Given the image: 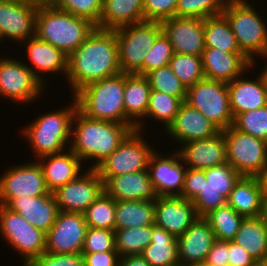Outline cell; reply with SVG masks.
I'll use <instances>...</instances> for the list:
<instances>
[{
	"instance_id": "obj_1",
	"label": "cell",
	"mask_w": 267,
	"mask_h": 266,
	"mask_svg": "<svg viewBox=\"0 0 267 266\" xmlns=\"http://www.w3.org/2000/svg\"><path fill=\"white\" fill-rule=\"evenodd\" d=\"M120 73L115 30L95 28L68 57L65 80L74 96L84 86Z\"/></svg>"
},
{
	"instance_id": "obj_2",
	"label": "cell",
	"mask_w": 267,
	"mask_h": 266,
	"mask_svg": "<svg viewBox=\"0 0 267 266\" xmlns=\"http://www.w3.org/2000/svg\"><path fill=\"white\" fill-rule=\"evenodd\" d=\"M133 130L130 124L93 119L77 109L72 119L69 149L82 163L92 164L87 169H95Z\"/></svg>"
},
{
	"instance_id": "obj_3",
	"label": "cell",
	"mask_w": 267,
	"mask_h": 266,
	"mask_svg": "<svg viewBox=\"0 0 267 266\" xmlns=\"http://www.w3.org/2000/svg\"><path fill=\"white\" fill-rule=\"evenodd\" d=\"M73 98V99H72ZM67 107L45 112L24 125L22 135L37 160L46 155L58 154L69 149L72 119L78 109L77 100L71 96Z\"/></svg>"
},
{
	"instance_id": "obj_4",
	"label": "cell",
	"mask_w": 267,
	"mask_h": 266,
	"mask_svg": "<svg viewBox=\"0 0 267 266\" xmlns=\"http://www.w3.org/2000/svg\"><path fill=\"white\" fill-rule=\"evenodd\" d=\"M95 28L96 25L90 20L61 11L50 3L38 6L35 36L60 49L68 57Z\"/></svg>"
},
{
	"instance_id": "obj_5",
	"label": "cell",
	"mask_w": 267,
	"mask_h": 266,
	"mask_svg": "<svg viewBox=\"0 0 267 266\" xmlns=\"http://www.w3.org/2000/svg\"><path fill=\"white\" fill-rule=\"evenodd\" d=\"M74 97L78 109L87 117L125 124L124 73L92 82Z\"/></svg>"
},
{
	"instance_id": "obj_6",
	"label": "cell",
	"mask_w": 267,
	"mask_h": 266,
	"mask_svg": "<svg viewBox=\"0 0 267 266\" xmlns=\"http://www.w3.org/2000/svg\"><path fill=\"white\" fill-rule=\"evenodd\" d=\"M253 5L228 0L222 14L229 21L240 51L252 62L267 59V21ZM263 18V19H262Z\"/></svg>"
},
{
	"instance_id": "obj_7",
	"label": "cell",
	"mask_w": 267,
	"mask_h": 266,
	"mask_svg": "<svg viewBox=\"0 0 267 266\" xmlns=\"http://www.w3.org/2000/svg\"><path fill=\"white\" fill-rule=\"evenodd\" d=\"M0 235L29 266L46 251V233L31 225L19 213L0 204Z\"/></svg>"
},
{
	"instance_id": "obj_8",
	"label": "cell",
	"mask_w": 267,
	"mask_h": 266,
	"mask_svg": "<svg viewBox=\"0 0 267 266\" xmlns=\"http://www.w3.org/2000/svg\"><path fill=\"white\" fill-rule=\"evenodd\" d=\"M161 32L160 21H143L115 30L121 73L134 74L142 67L147 52Z\"/></svg>"
},
{
	"instance_id": "obj_9",
	"label": "cell",
	"mask_w": 267,
	"mask_h": 266,
	"mask_svg": "<svg viewBox=\"0 0 267 266\" xmlns=\"http://www.w3.org/2000/svg\"><path fill=\"white\" fill-rule=\"evenodd\" d=\"M185 102L199 110L221 131L233 124L229 90L225 82L203 79L187 88Z\"/></svg>"
},
{
	"instance_id": "obj_10",
	"label": "cell",
	"mask_w": 267,
	"mask_h": 266,
	"mask_svg": "<svg viewBox=\"0 0 267 266\" xmlns=\"http://www.w3.org/2000/svg\"><path fill=\"white\" fill-rule=\"evenodd\" d=\"M0 56V97L19 105L41 98L46 87L31 69L21 59Z\"/></svg>"
},
{
	"instance_id": "obj_11",
	"label": "cell",
	"mask_w": 267,
	"mask_h": 266,
	"mask_svg": "<svg viewBox=\"0 0 267 266\" xmlns=\"http://www.w3.org/2000/svg\"><path fill=\"white\" fill-rule=\"evenodd\" d=\"M144 135L142 131L133 130L118 148L95 168L98 175L118 176L148 170L150 157L156 149L150 146Z\"/></svg>"
},
{
	"instance_id": "obj_12",
	"label": "cell",
	"mask_w": 267,
	"mask_h": 266,
	"mask_svg": "<svg viewBox=\"0 0 267 266\" xmlns=\"http://www.w3.org/2000/svg\"><path fill=\"white\" fill-rule=\"evenodd\" d=\"M227 163L241 176H257L267 163V142L230 126L223 130Z\"/></svg>"
},
{
	"instance_id": "obj_13",
	"label": "cell",
	"mask_w": 267,
	"mask_h": 266,
	"mask_svg": "<svg viewBox=\"0 0 267 266\" xmlns=\"http://www.w3.org/2000/svg\"><path fill=\"white\" fill-rule=\"evenodd\" d=\"M199 194L192 200L198 217L226 204V199L241 175L228 163L204 169Z\"/></svg>"
},
{
	"instance_id": "obj_14",
	"label": "cell",
	"mask_w": 267,
	"mask_h": 266,
	"mask_svg": "<svg viewBox=\"0 0 267 266\" xmlns=\"http://www.w3.org/2000/svg\"><path fill=\"white\" fill-rule=\"evenodd\" d=\"M104 192V181L95 169H87L75 180L53 192L61 212L81 213Z\"/></svg>"
},
{
	"instance_id": "obj_15",
	"label": "cell",
	"mask_w": 267,
	"mask_h": 266,
	"mask_svg": "<svg viewBox=\"0 0 267 266\" xmlns=\"http://www.w3.org/2000/svg\"><path fill=\"white\" fill-rule=\"evenodd\" d=\"M50 193L37 160L11 166L0 176V198L38 197Z\"/></svg>"
},
{
	"instance_id": "obj_16",
	"label": "cell",
	"mask_w": 267,
	"mask_h": 266,
	"mask_svg": "<svg viewBox=\"0 0 267 266\" xmlns=\"http://www.w3.org/2000/svg\"><path fill=\"white\" fill-rule=\"evenodd\" d=\"M87 229L84 214L59 211L54 224L46 233V252L82 253Z\"/></svg>"
},
{
	"instance_id": "obj_17",
	"label": "cell",
	"mask_w": 267,
	"mask_h": 266,
	"mask_svg": "<svg viewBox=\"0 0 267 266\" xmlns=\"http://www.w3.org/2000/svg\"><path fill=\"white\" fill-rule=\"evenodd\" d=\"M37 4L23 0H0V43L18 44L35 36Z\"/></svg>"
},
{
	"instance_id": "obj_18",
	"label": "cell",
	"mask_w": 267,
	"mask_h": 266,
	"mask_svg": "<svg viewBox=\"0 0 267 266\" xmlns=\"http://www.w3.org/2000/svg\"><path fill=\"white\" fill-rule=\"evenodd\" d=\"M158 151L151 155L147 168L154 190L157 196H180L187 168L176 150L165 156Z\"/></svg>"
},
{
	"instance_id": "obj_19",
	"label": "cell",
	"mask_w": 267,
	"mask_h": 266,
	"mask_svg": "<svg viewBox=\"0 0 267 266\" xmlns=\"http://www.w3.org/2000/svg\"><path fill=\"white\" fill-rule=\"evenodd\" d=\"M161 25L174 53L202 56L206 48L204 19L174 16L161 21Z\"/></svg>"
},
{
	"instance_id": "obj_20",
	"label": "cell",
	"mask_w": 267,
	"mask_h": 266,
	"mask_svg": "<svg viewBox=\"0 0 267 266\" xmlns=\"http://www.w3.org/2000/svg\"><path fill=\"white\" fill-rule=\"evenodd\" d=\"M198 218L191 200L180 196H157L154 208V225L179 237Z\"/></svg>"
},
{
	"instance_id": "obj_21",
	"label": "cell",
	"mask_w": 267,
	"mask_h": 266,
	"mask_svg": "<svg viewBox=\"0 0 267 266\" xmlns=\"http://www.w3.org/2000/svg\"><path fill=\"white\" fill-rule=\"evenodd\" d=\"M25 42L21 44L27 47L25 52L29 61L24 63L45 87L49 84L46 82L48 75H55V73L57 75L58 73L63 77L67 76L68 56L65 53L36 36L30 37ZM42 74L47 75L44 76Z\"/></svg>"
},
{
	"instance_id": "obj_22",
	"label": "cell",
	"mask_w": 267,
	"mask_h": 266,
	"mask_svg": "<svg viewBox=\"0 0 267 266\" xmlns=\"http://www.w3.org/2000/svg\"><path fill=\"white\" fill-rule=\"evenodd\" d=\"M183 145V146H182ZM176 151L186 168L204 170L227 163L226 141L223 131L206 139L181 144Z\"/></svg>"
},
{
	"instance_id": "obj_23",
	"label": "cell",
	"mask_w": 267,
	"mask_h": 266,
	"mask_svg": "<svg viewBox=\"0 0 267 266\" xmlns=\"http://www.w3.org/2000/svg\"><path fill=\"white\" fill-rule=\"evenodd\" d=\"M257 61L244 72L241 76L236 77L232 82L227 83L229 90L230 110L235 118L238 114L250 110L259 109L267 105L266 86L259 72L256 77H250L247 74L249 70H256ZM252 69V70H251ZM246 75V76H245Z\"/></svg>"
},
{
	"instance_id": "obj_24",
	"label": "cell",
	"mask_w": 267,
	"mask_h": 266,
	"mask_svg": "<svg viewBox=\"0 0 267 266\" xmlns=\"http://www.w3.org/2000/svg\"><path fill=\"white\" fill-rule=\"evenodd\" d=\"M221 130L209 121L199 110L183 102L169 127L163 131L167 138L180 145L192 140L206 139ZM169 134V135H168Z\"/></svg>"
},
{
	"instance_id": "obj_25",
	"label": "cell",
	"mask_w": 267,
	"mask_h": 266,
	"mask_svg": "<svg viewBox=\"0 0 267 266\" xmlns=\"http://www.w3.org/2000/svg\"><path fill=\"white\" fill-rule=\"evenodd\" d=\"M0 204L19 213L31 225L45 233L50 230L59 212L53 193L38 197L0 198Z\"/></svg>"
},
{
	"instance_id": "obj_26",
	"label": "cell",
	"mask_w": 267,
	"mask_h": 266,
	"mask_svg": "<svg viewBox=\"0 0 267 266\" xmlns=\"http://www.w3.org/2000/svg\"><path fill=\"white\" fill-rule=\"evenodd\" d=\"M205 79L232 82L246 72L253 63L242 52H223L206 47L202 54Z\"/></svg>"
},
{
	"instance_id": "obj_27",
	"label": "cell",
	"mask_w": 267,
	"mask_h": 266,
	"mask_svg": "<svg viewBox=\"0 0 267 266\" xmlns=\"http://www.w3.org/2000/svg\"><path fill=\"white\" fill-rule=\"evenodd\" d=\"M100 178L104 181V191L115 200H155L157 198L148 170L118 176H100Z\"/></svg>"
},
{
	"instance_id": "obj_28",
	"label": "cell",
	"mask_w": 267,
	"mask_h": 266,
	"mask_svg": "<svg viewBox=\"0 0 267 266\" xmlns=\"http://www.w3.org/2000/svg\"><path fill=\"white\" fill-rule=\"evenodd\" d=\"M215 241L208 222L203 217H198L184 234L177 237L179 264L205 262Z\"/></svg>"
},
{
	"instance_id": "obj_29",
	"label": "cell",
	"mask_w": 267,
	"mask_h": 266,
	"mask_svg": "<svg viewBox=\"0 0 267 266\" xmlns=\"http://www.w3.org/2000/svg\"><path fill=\"white\" fill-rule=\"evenodd\" d=\"M37 161L42 168L46 185L51 193L75 180L86 170L87 166L70 149L58 154L43 156Z\"/></svg>"
},
{
	"instance_id": "obj_30",
	"label": "cell",
	"mask_w": 267,
	"mask_h": 266,
	"mask_svg": "<svg viewBox=\"0 0 267 266\" xmlns=\"http://www.w3.org/2000/svg\"><path fill=\"white\" fill-rule=\"evenodd\" d=\"M151 92L148 78L138 74L124 73L125 124L136 126L143 121L147 113Z\"/></svg>"
},
{
	"instance_id": "obj_31",
	"label": "cell",
	"mask_w": 267,
	"mask_h": 266,
	"mask_svg": "<svg viewBox=\"0 0 267 266\" xmlns=\"http://www.w3.org/2000/svg\"><path fill=\"white\" fill-rule=\"evenodd\" d=\"M144 0H103L99 24L96 28L116 30L144 21Z\"/></svg>"
},
{
	"instance_id": "obj_32",
	"label": "cell",
	"mask_w": 267,
	"mask_h": 266,
	"mask_svg": "<svg viewBox=\"0 0 267 266\" xmlns=\"http://www.w3.org/2000/svg\"><path fill=\"white\" fill-rule=\"evenodd\" d=\"M262 190L257 176H241L226 203L244 218L261 214Z\"/></svg>"
},
{
	"instance_id": "obj_33",
	"label": "cell",
	"mask_w": 267,
	"mask_h": 266,
	"mask_svg": "<svg viewBox=\"0 0 267 266\" xmlns=\"http://www.w3.org/2000/svg\"><path fill=\"white\" fill-rule=\"evenodd\" d=\"M140 255L151 266L180 265L177 238L156 225H152L151 243Z\"/></svg>"
},
{
	"instance_id": "obj_34",
	"label": "cell",
	"mask_w": 267,
	"mask_h": 266,
	"mask_svg": "<svg viewBox=\"0 0 267 266\" xmlns=\"http://www.w3.org/2000/svg\"><path fill=\"white\" fill-rule=\"evenodd\" d=\"M155 200H116L115 229L154 225Z\"/></svg>"
},
{
	"instance_id": "obj_35",
	"label": "cell",
	"mask_w": 267,
	"mask_h": 266,
	"mask_svg": "<svg viewBox=\"0 0 267 266\" xmlns=\"http://www.w3.org/2000/svg\"><path fill=\"white\" fill-rule=\"evenodd\" d=\"M233 242L242 247L255 260L267 255V226L260 216L244 218Z\"/></svg>"
},
{
	"instance_id": "obj_36",
	"label": "cell",
	"mask_w": 267,
	"mask_h": 266,
	"mask_svg": "<svg viewBox=\"0 0 267 266\" xmlns=\"http://www.w3.org/2000/svg\"><path fill=\"white\" fill-rule=\"evenodd\" d=\"M182 103L183 101L179 98L165 94L164 92L151 90L146 116L143 121L136 126V130L144 132L146 129L145 121H147L148 118L156 122L159 121L158 123L161 122L160 124L163 125V130H166L174 120Z\"/></svg>"
},
{
	"instance_id": "obj_37",
	"label": "cell",
	"mask_w": 267,
	"mask_h": 266,
	"mask_svg": "<svg viewBox=\"0 0 267 266\" xmlns=\"http://www.w3.org/2000/svg\"><path fill=\"white\" fill-rule=\"evenodd\" d=\"M205 46L223 52H241L229 21L223 14L204 19Z\"/></svg>"
},
{
	"instance_id": "obj_38",
	"label": "cell",
	"mask_w": 267,
	"mask_h": 266,
	"mask_svg": "<svg viewBox=\"0 0 267 266\" xmlns=\"http://www.w3.org/2000/svg\"><path fill=\"white\" fill-rule=\"evenodd\" d=\"M211 227L216 240L233 241L244 217L227 203L203 217Z\"/></svg>"
},
{
	"instance_id": "obj_39",
	"label": "cell",
	"mask_w": 267,
	"mask_h": 266,
	"mask_svg": "<svg viewBox=\"0 0 267 266\" xmlns=\"http://www.w3.org/2000/svg\"><path fill=\"white\" fill-rule=\"evenodd\" d=\"M115 248L120 257L141 254L151 243L152 225L115 229Z\"/></svg>"
},
{
	"instance_id": "obj_40",
	"label": "cell",
	"mask_w": 267,
	"mask_h": 266,
	"mask_svg": "<svg viewBox=\"0 0 267 266\" xmlns=\"http://www.w3.org/2000/svg\"><path fill=\"white\" fill-rule=\"evenodd\" d=\"M116 200L105 191L84 212L88 227L115 230Z\"/></svg>"
},
{
	"instance_id": "obj_41",
	"label": "cell",
	"mask_w": 267,
	"mask_h": 266,
	"mask_svg": "<svg viewBox=\"0 0 267 266\" xmlns=\"http://www.w3.org/2000/svg\"><path fill=\"white\" fill-rule=\"evenodd\" d=\"M169 66L187 88L205 79L202 56L174 53Z\"/></svg>"
},
{
	"instance_id": "obj_42",
	"label": "cell",
	"mask_w": 267,
	"mask_h": 266,
	"mask_svg": "<svg viewBox=\"0 0 267 266\" xmlns=\"http://www.w3.org/2000/svg\"><path fill=\"white\" fill-rule=\"evenodd\" d=\"M151 90L181 99L185 102L187 87L176 77L170 66H163L146 75Z\"/></svg>"
},
{
	"instance_id": "obj_43",
	"label": "cell",
	"mask_w": 267,
	"mask_h": 266,
	"mask_svg": "<svg viewBox=\"0 0 267 266\" xmlns=\"http://www.w3.org/2000/svg\"><path fill=\"white\" fill-rule=\"evenodd\" d=\"M173 54L169 38L162 31L147 52L142 67L135 74L146 76L153 70L169 65Z\"/></svg>"
},
{
	"instance_id": "obj_44",
	"label": "cell",
	"mask_w": 267,
	"mask_h": 266,
	"mask_svg": "<svg viewBox=\"0 0 267 266\" xmlns=\"http://www.w3.org/2000/svg\"><path fill=\"white\" fill-rule=\"evenodd\" d=\"M232 126L240 132L267 142V105L238 114L234 118Z\"/></svg>"
},
{
	"instance_id": "obj_45",
	"label": "cell",
	"mask_w": 267,
	"mask_h": 266,
	"mask_svg": "<svg viewBox=\"0 0 267 266\" xmlns=\"http://www.w3.org/2000/svg\"><path fill=\"white\" fill-rule=\"evenodd\" d=\"M228 0H178L175 17H207L222 14Z\"/></svg>"
},
{
	"instance_id": "obj_46",
	"label": "cell",
	"mask_w": 267,
	"mask_h": 266,
	"mask_svg": "<svg viewBox=\"0 0 267 266\" xmlns=\"http://www.w3.org/2000/svg\"><path fill=\"white\" fill-rule=\"evenodd\" d=\"M49 3L61 11L88 19L96 26L99 24L103 0H50Z\"/></svg>"
},
{
	"instance_id": "obj_47",
	"label": "cell",
	"mask_w": 267,
	"mask_h": 266,
	"mask_svg": "<svg viewBox=\"0 0 267 266\" xmlns=\"http://www.w3.org/2000/svg\"><path fill=\"white\" fill-rule=\"evenodd\" d=\"M116 251L114 230L88 227L82 253Z\"/></svg>"
},
{
	"instance_id": "obj_48",
	"label": "cell",
	"mask_w": 267,
	"mask_h": 266,
	"mask_svg": "<svg viewBox=\"0 0 267 266\" xmlns=\"http://www.w3.org/2000/svg\"><path fill=\"white\" fill-rule=\"evenodd\" d=\"M178 0H144V21H163L175 16Z\"/></svg>"
},
{
	"instance_id": "obj_49",
	"label": "cell",
	"mask_w": 267,
	"mask_h": 266,
	"mask_svg": "<svg viewBox=\"0 0 267 266\" xmlns=\"http://www.w3.org/2000/svg\"><path fill=\"white\" fill-rule=\"evenodd\" d=\"M29 266H85L82 253L57 254L44 252Z\"/></svg>"
},
{
	"instance_id": "obj_50",
	"label": "cell",
	"mask_w": 267,
	"mask_h": 266,
	"mask_svg": "<svg viewBox=\"0 0 267 266\" xmlns=\"http://www.w3.org/2000/svg\"><path fill=\"white\" fill-rule=\"evenodd\" d=\"M202 178H206L204 170L187 168L180 197L192 201L201 191Z\"/></svg>"
},
{
	"instance_id": "obj_51",
	"label": "cell",
	"mask_w": 267,
	"mask_h": 266,
	"mask_svg": "<svg viewBox=\"0 0 267 266\" xmlns=\"http://www.w3.org/2000/svg\"><path fill=\"white\" fill-rule=\"evenodd\" d=\"M82 254L85 266H119L120 256L117 251Z\"/></svg>"
},
{
	"instance_id": "obj_52",
	"label": "cell",
	"mask_w": 267,
	"mask_h": 266,
	"mask_svg": "<svg viewBox=\"0 0 267 266\" xmlns=\"http://www.w3.org/2000/svg\"><path fill=\"white\" fill-rule=\"evenodd\" d=\"M228 242L216 240L205 262L211 266H229Z\"/></svg>"
},
{
	"instance_id": "obj_53",
	"label": "cell",
	"mask_w": 267,
	"mask_h": 266,
	"mask_svg": "<svg viewBox=\"0 0 267 266\" xmlns=\"http://www.w3.org/2000/svg\"><path fill=\"white\" fill-rule=\"evenodd\" d=\"M229 266H250L255 259L233 241H228Z\"/></svg>"
},
{
	"instance_id": "obj_54",
	"label": "cell",
	"mask_w": 267,
	"mask_h": 266,
	"mask_svg": "<svg viewBox=\"0 0 267 266\" xmlns=\"http://www.w3.org/2000/svg\"><path fill=\"white\" fill-rule=\"evenodd\" d=\"M119 266H151L140 254L120 257Z\"/></svg>"
},
{
	"instance_id": "obj_55",
	"label": "cell",
	"mask_w": 267,
	"mask_h": 266,
	"mask_svg": "<svg viewBox=\"0 0 267 266\" xmlns=\"http://www.w3.org/2000/svg\"><path fill=\"white\" fill-rule=\"evenodd\" d=\"M263 195H267V163L257 175Z\"/></svg>"
},
{
	"instance_id": "obj_56",
	"label": "cell",
	"mask_w": 267,
	"mask_h": 266,
	"mask_svg": "<svg viewBox=\"0 0 267 266\" xmlns=\"http://www.w3.org/2000/svg\"><path fill=\"white\" fill-rule=\"evenodd\" d=\"M260 218L267 226V195H263L262 197Z\"/></svg>"
},
{
	"instance_id": "obj_57",
	"label": "cell",
	"mask_w": 267,
	"mask_h": 266,
	"mask_svg": "<svg viewBox=\"0 0 267 266\" xmlns=\"http://www.w3.org/2000/svg\"><path fill=\"white\" fill-rule=\"evenodd\" d=\"M263 62H265L266 66H264L263 69L259 72L262 74V77H263V80L266 86V93H267V61L263 60Z\"/></svg>"
},
{
	"instance_id": "obj_58",
	"label": "cell",
	"mask_w": 267,
	"mask_h": 266,
	"mask_svg": "<svg viewBox=\"0 0 267 266\" xmlns=\"http://www.w3.org/2000/svg\"><path fill=\"white\" fill-rule=\"evenodd\" d=\"M23 1H28V2H31V3H35L37 5H42V4L49 3L50 0H23Z\"/></svg>"
},
{
	"instance_id": "obj_59",
	"label": "cell",
	"mask_w": 267,
	"mask_h": 266,
	"mask_svg": "<svg viewBox=\"0 0 267 266\" xmlns=\"http://www.w3.org/2000/svg\"><path fill=\"white\" fill-rule=\"evenodd\" d=\"M250 266H267L265 260H255Z\"/></svg>"
},
{
	"instance_id": "obj_60",
	"label": "cell",
	"mask_w": 267,
	"mask_h": 266,
	"mask_svg": "<svg viewBox=\"0 0 267 266\" xmlns=\"http://www.w3.org/2000/svg\"><path fill=\"white\" fill-rule=\"evenodd\" d=\"M180 266H211V265L207 264L206 262H198V263H192V264L180 265Z\"/></svg>"
},
{
	"instance_id": "obj_61",
	"label": "cell",
	"mask_w": 267,
	"mask_h": 266,
	"mask_svg": "<svg viewBox=\"0 0 267 266\" xmlns=\"http://www.w3.org/2000/svg\"><path fill=\"white\" fill-rule=\"evenodd\" d=\"M238 3H240V4H243V5H253L254 3H252V2H247L248 0H236ZM261 1H263V0H261Z\"/></svg>"
},
{
	"instance_id": "obj_62",
	"label": "cell",
	"mask_w": 267,
	"mask_h": 266,
	"mask_svg": "<svg viewBox=\"0 0 267 266\" xmlns=\"http://www.w3.org/2000/svg\"><path fill=\"white\" fill-rule=\"evenodd\" d=\"M264 260H265V262L267 263V255L265 256Z\"/></svg>"
}]
</instances>
